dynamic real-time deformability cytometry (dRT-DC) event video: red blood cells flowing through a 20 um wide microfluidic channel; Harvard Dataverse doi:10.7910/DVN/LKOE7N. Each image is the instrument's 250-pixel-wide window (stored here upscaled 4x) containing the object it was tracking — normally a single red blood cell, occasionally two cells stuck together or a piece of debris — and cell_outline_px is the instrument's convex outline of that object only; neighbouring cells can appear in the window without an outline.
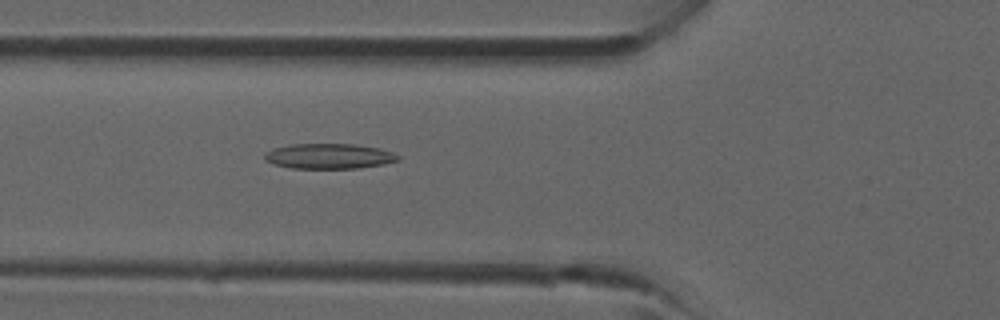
{"species": "common noctule bat (a hibernating species)", "species_latin": "Nyctalus noctula", "temperature_condition": "room temperature", "stored_images_in_passage": 24, "camera_frame_rate_fps": 3000, "um_per_image_px": 0.085, "animal": {"sex": "male", "forearm_length_mm": 52.5}, "frame": {"image": 1, "passage_image": 7, "time_ms": 2.0, "image_size_px": [1000, 320], "cell_outline_px": [[400, 160], [384, 164], [360, 168], [292, 168], [272, 164], [264, 160], [264, 152], [272, 148], [292, 144], [356, 144], [380, 148], [392, 152], [400, 156]], "centroid_in_image_um": [27.96, 13.27], "position_along_channel_um": 97.8, "area_um2": 19.83}}
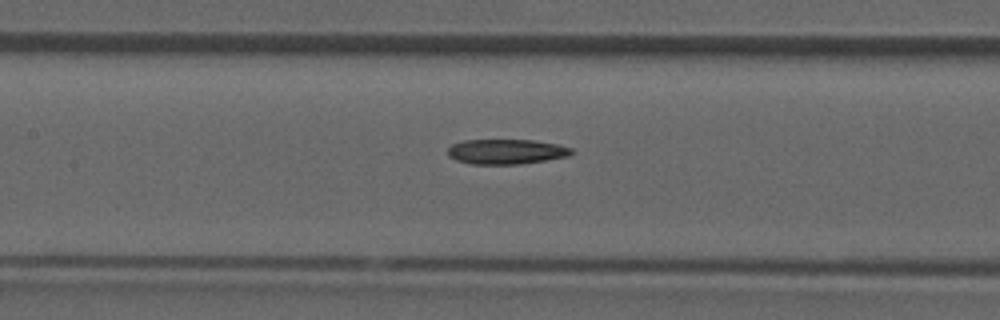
{"frame": {"image": 2, "passage_image": 11, "time_ms": 3.333, "image_size_px": [1000, 320], "cell_outline_px": [[572, 152], [568, 156], [520, 164], [472, 164], [456, 160], [448, 156], [448, 148], [452, 144], [464, 140], [536, 140], [556, 144], [572, 148]], "centroid_in_image_um": [43.0, 12.88], "position_along_channel_um": 164.4, "area_um2": 17.92}}
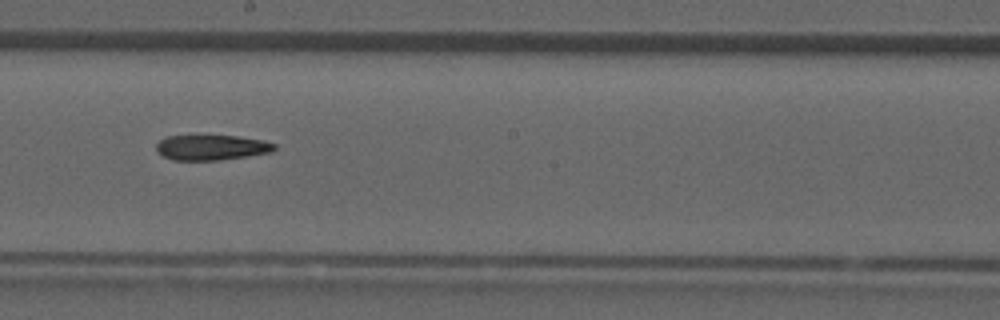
{"frame": {"image": 3, "passage_image": 15, "time_ms": 4.667, "image_size_px": [1000, 320], "cell_outline_px": [[276, 148], [272, 152], [248, 156], [220, 160], [172, 160], [164, 156], [156, 148], [156, 144], [160, 140], [168, 136], [236, 136], [264, 140], [276, 144]], "centroid_in_image_um": [18.02, 12.54], "position_along_channel_um": 230.2, "area_um2": 17.28}}